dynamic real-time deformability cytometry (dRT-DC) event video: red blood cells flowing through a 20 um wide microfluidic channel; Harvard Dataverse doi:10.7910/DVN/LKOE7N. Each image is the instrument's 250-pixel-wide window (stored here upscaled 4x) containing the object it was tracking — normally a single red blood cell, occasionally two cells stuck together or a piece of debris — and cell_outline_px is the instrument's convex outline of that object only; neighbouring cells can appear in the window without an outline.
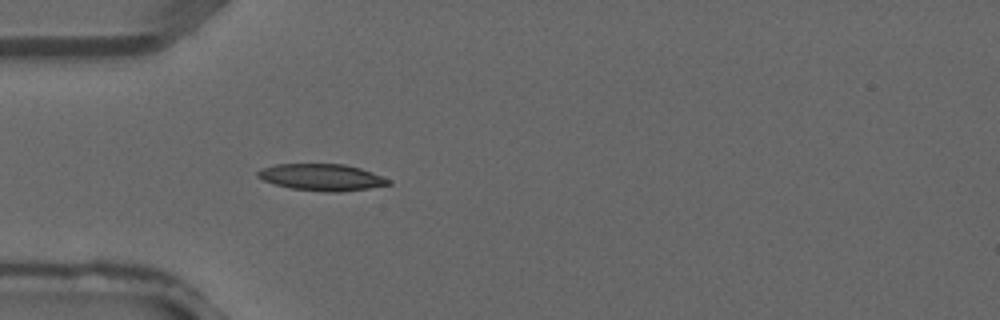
{"species": "common noctule bat (a hibernating species)", "species_latin": "Nyctalus noctula", "temperature_condition": "warm", "stored_images_in_passage": 4, "camera_frame_rate_fps": 3000, "um_per_image_px": 0.085, "animal": {"sex": "male", "forearm_length_mm": 52.5}, "frame": {"image": 1, "passage_image": 4, "time_ms": 1.0, "image_size_px": [1000, 320], "cell_outline_px": [[392, 184], [368, 188], [340, 192], [324, 192], [292, 188], [276, 184], [264, 180], [256, 176], [256, 172], [260, 168], [276, 164], [344, 164], [360, 168], [372, 172], [392, 180]], "centroid_in_image_um": [27.36, 15.06], "position_along_channel_um": 57.6, "area_um2": 20.35}}